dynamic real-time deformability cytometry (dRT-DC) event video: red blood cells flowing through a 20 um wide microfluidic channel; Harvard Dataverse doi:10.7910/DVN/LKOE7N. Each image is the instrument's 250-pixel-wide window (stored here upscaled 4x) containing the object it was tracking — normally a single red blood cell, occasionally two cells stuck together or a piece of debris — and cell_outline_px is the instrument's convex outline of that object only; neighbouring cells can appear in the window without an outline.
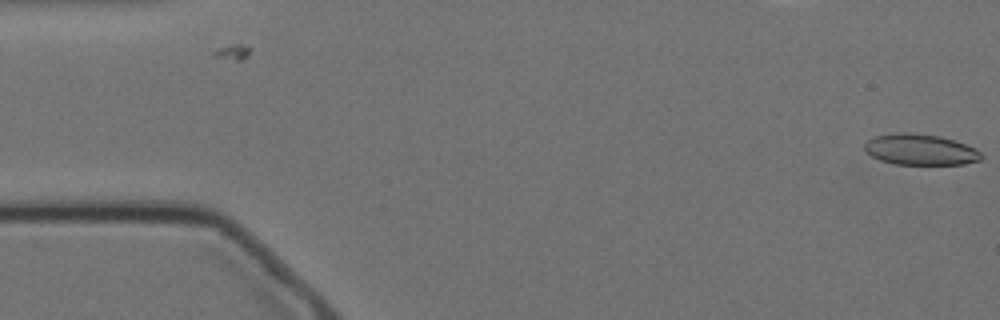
{"species": "Egyptian fruit bat (a non-hibernating species)", "species_latin": "Rousettus aegyptiacus", "temperature_condition": "cold", "stored_images_in_passage": 2, "camera_frame_rate_fps": 3000, "um_per_image_px": 0.085, "animal": {"sex": "female"}, "frame": {"image": 1, "passage_image": 2, "time_ms": 0.333, "image_size_px": [1000, 320], "cell_outline_px": [[984, 156], [980, 160], [964, 164], [896, 164], [880, 160], [872, 156], [864, 148], [864, 144], [868, 140], [876, 136], [900, 132], [904, 132], [936, 136], [952, 140], [976, 148]], "centroid_in_image_um": [78.24, 12.72], "position_along_channel_um": 6.8, "area_um2": 20.69}}